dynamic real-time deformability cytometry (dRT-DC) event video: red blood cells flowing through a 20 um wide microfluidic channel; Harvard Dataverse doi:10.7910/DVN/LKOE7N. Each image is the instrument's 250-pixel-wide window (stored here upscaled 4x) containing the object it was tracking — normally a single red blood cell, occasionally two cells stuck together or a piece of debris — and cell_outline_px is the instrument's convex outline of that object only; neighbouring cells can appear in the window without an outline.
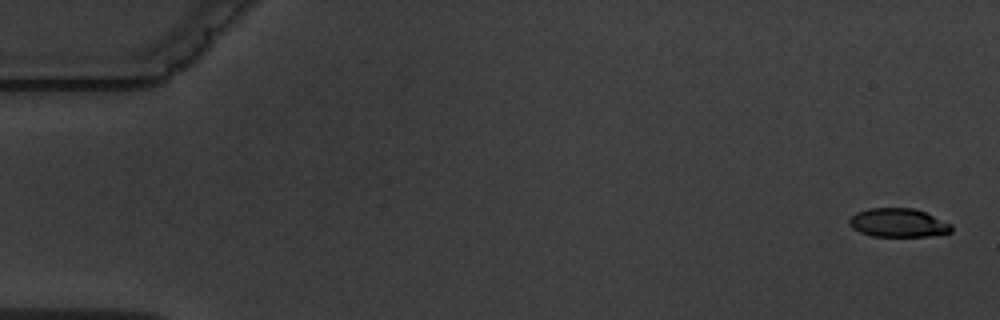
{"species": "common noctule bat (a hibernating species)", "species_latin": "Nyctalus noctula", "temperature_condition": "warm", "stored_images_in_passage": 8, "camera_frame_rate_fps": 3000, "um_per_image_px": 0.085, "animal": {"sex": "male", "body_mass_g": 19.5, "forearm_length_mm": 54.6}, "frame": {"image": 1, "passage_image": 1, "time_ms": 0.0, "image_size_px": [1000, 320], "cell_outline_px": [[952, 232], [928, 236], [872, 236], [860, 232], [852, 228], [848, 224], [848, 220], [856, 212], [868, 208], [912, 208], [924, 212], [952, 224]], "centroid_in_image_um": [76.32, 18.93], "position_along_channel_um": 8.7, "area_um2": 17.05}}
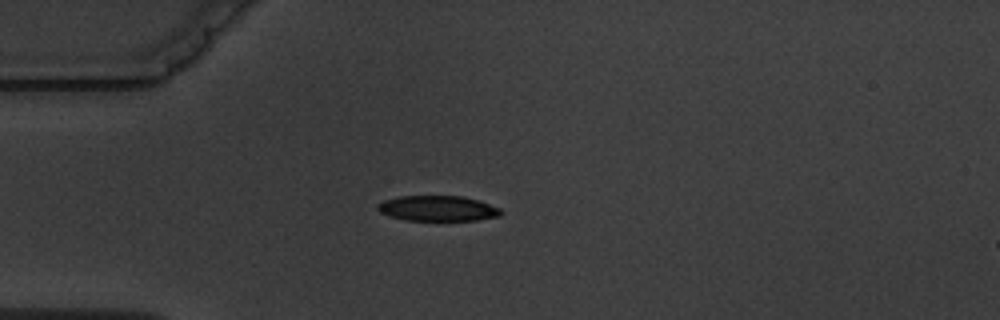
{"frame": {"image": 2, "passage_image": 5, "time_ms": 4.667, "image_size_px": [1000, 320], "cell_outline_px": [[504, 212], [500, 216], [476, 220], [404, 220], [388, 216], [380, 212], [376, 208], [376, 204], [384, 200], [400, 196], [464, 196], [500, 208]], "centroid_in_image_um": [37.18, 17.71], "position_along_channel_um": 47.8, "area_um2": 18.26}}
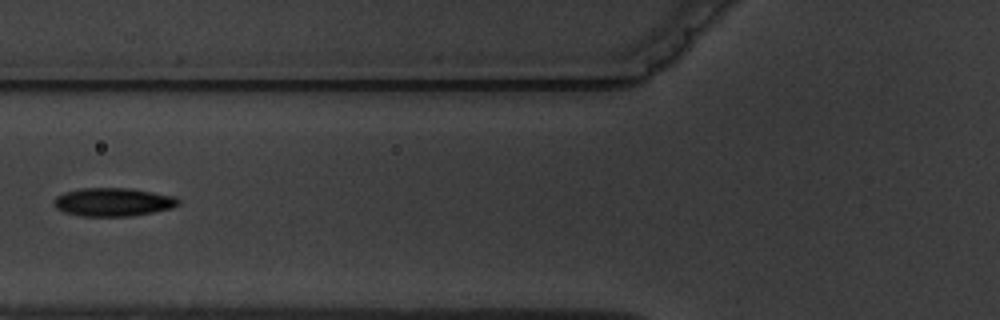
{"frame": {"image": 3, "passage_image": 7, "time_ms": 7.0, "image_size_px": [1000, 320], "cell_outline_px": [[180, 204], [172, 208], [132, 216], [80, 216], [64, 212], [56, 208], [52, 204], [56, 196], [64, 192], [80, 188], [128, 188], [176, 196], [180, 200]], "centroid_in_image_um": [9.6, 17.17], "position_along_channel_um": 116.2, "area_um2": 20.69}}